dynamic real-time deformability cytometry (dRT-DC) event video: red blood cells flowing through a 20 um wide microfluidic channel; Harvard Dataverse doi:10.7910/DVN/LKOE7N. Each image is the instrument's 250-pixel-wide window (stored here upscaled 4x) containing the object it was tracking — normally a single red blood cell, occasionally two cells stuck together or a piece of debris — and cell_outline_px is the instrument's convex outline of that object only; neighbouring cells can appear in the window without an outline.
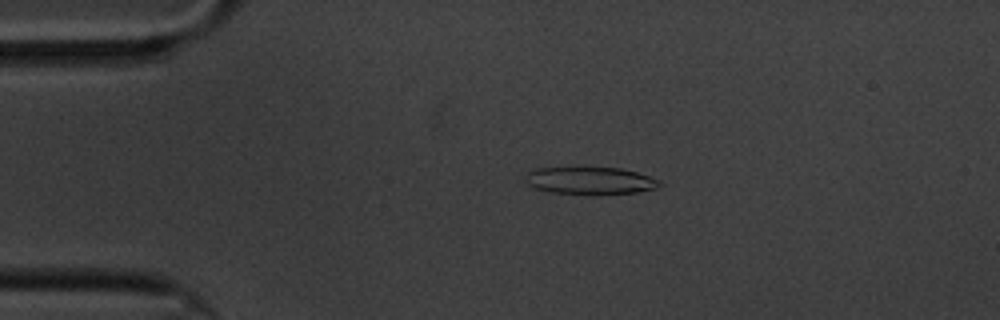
{"species": "common noctule bat (a hibernating species)", "species_latin": "Nyctalus noctula", "temperature_condition": "cold", "stored_images_in_passage": 58, "camera_frame_rate_fps": 3000, "um_per_image_px": 0.085, "animal": {"sex": "male", "body_mass_g": 20.1, "forearm_length_mm": 53.5}, "frame": {"image": 1, "passage_image": 11, "time_ms": 3.333, "image_size_px": [1000, 320], "cell_outline_px": [[664, 184], [656, 188], [636, 192], [596, 196], [588, 196], [552, 192], [536, 188], [528, 184], [528, 172], [536, 168], [584, 164], [620, 168], [636, 172], [660, 180]], "centroid_in_image_um": [50.18, 15.32], "position_along_channel_um": 34.8, "area_um2": 22.77}}
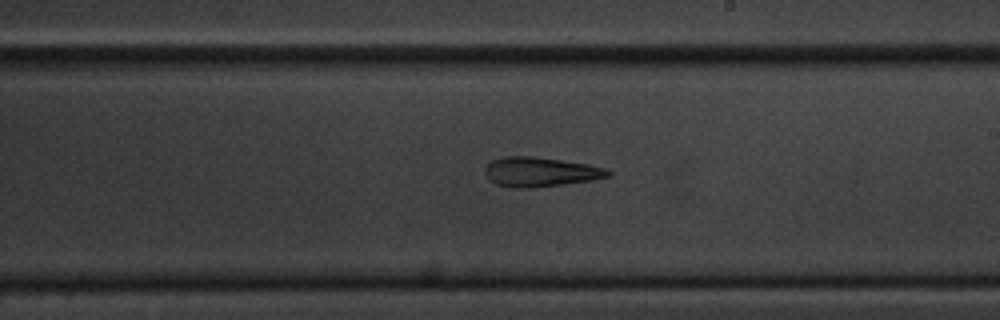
{"frame": {"image": 2, "passage_image": 33, "time_ms": 10.667, "image_size_px": [1000, 320], "cell_outline_px": [[612, 176], [592, 180], [532, 188], [516, 188], [496, 184], [488, 180], [484, 172], [484, 168], [492, 160], [504, 156], [532, 156], [588, 164], [604, 168], [612, 172]], "centroid_in_image_um": [45.9, 14.61], "position_along_channel_um": 243.1, "area_um2": 21.21}}
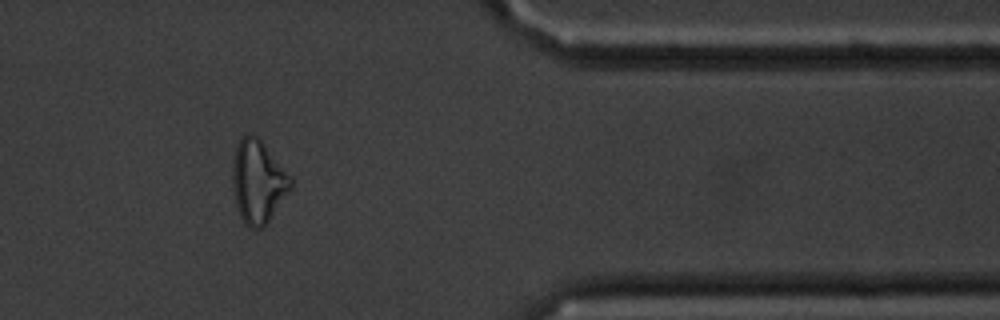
{"frame": {"image": 3, "passage_image": 48, "time_ms": 15.667, "image_size_px": [1000, 320], "cell_outline_px": [[292, 188], [268, 220], [260, 228], [248, 228], [244, 224], [240, 216], [236, 204], [232, 184], [232, 164], [236, 148], [240, 140], [244, 136], [252, 132], [260, 140], [292, 180]], "centroid_in_image_um": [21.89, 15.46], "position_along_channel_um": 389.5, "area_um2": 27.4}, "authors_computed_cell_mechanics": {"area_um2": 22.3397, "velocity_mm_per_s": 3.3353, "shape_relaxation_time_tau1_ms": 5.7865, "shape_relaxation_time_tau2_ms": 7.2332, "deformation_change_tau1": 0.1573, "deformation_change_tau2": 0.1981}}